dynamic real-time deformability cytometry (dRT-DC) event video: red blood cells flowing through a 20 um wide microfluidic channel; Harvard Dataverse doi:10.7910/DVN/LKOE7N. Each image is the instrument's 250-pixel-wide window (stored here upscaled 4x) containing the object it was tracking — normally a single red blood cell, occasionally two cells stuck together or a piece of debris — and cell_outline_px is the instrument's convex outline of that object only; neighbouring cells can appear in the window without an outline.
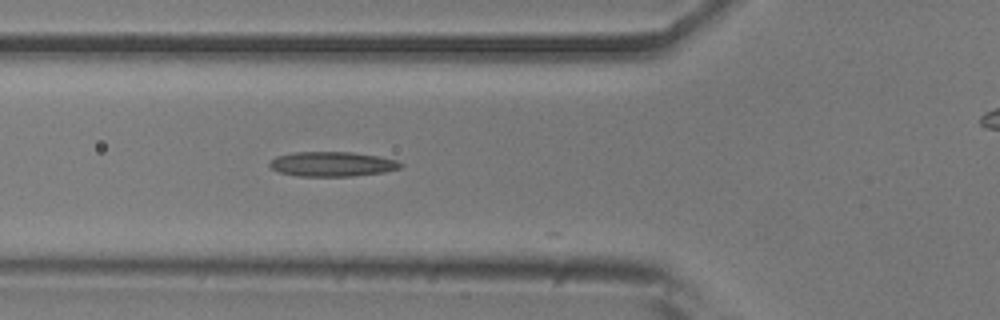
{"species": "common noctule bat (a hibernating species)", "species_latin": "Nyctalus noctula", "temperature_condition": "room temperature", "stored_images_in_passage": 23, "camera_frame_rate_fps": 3000, "um_per_image_px": 0.085, "animal": {"sex": "male", "body_mass_g": 20.5, "forearm_length_mm": 52.5}, "frame": {"image": 1, "passage_image": 19, "time_ms": 6.0, "image_size_px": [1000, 320], "cell_outline_px": [[404, 164], [400, 168], [384, 172], [352, 176], [300, 176], [280, 172], [272, 168], [268, 164], [276, 156], [296, 152], [352, 152], [376, 156], [396, 160]], "centroid_in_image_um": [28.25, 13.94], "position_along_channel_um": 97.6, "area_um2": 18.67}}
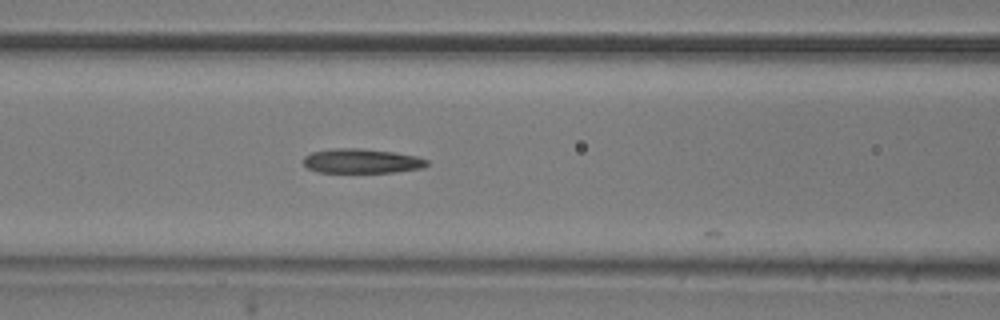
{"frame": {"image": 2, "passage_image": 22, "time_ms": 7.0, "image_size_px": [1000, 320], "cell_outline_px": [[428, 164], [424, 168], [396, 172], [316, 172], [308, 168], [304, 164], [304, 156], [312, 152], [336, 148], [360, 148], [396, 152], [416, 156], [428, 160]], "centroid_in_image_um": [30.77, 13.68], "position_along_channel_um": 135.8, "area_um2": 17.69}}